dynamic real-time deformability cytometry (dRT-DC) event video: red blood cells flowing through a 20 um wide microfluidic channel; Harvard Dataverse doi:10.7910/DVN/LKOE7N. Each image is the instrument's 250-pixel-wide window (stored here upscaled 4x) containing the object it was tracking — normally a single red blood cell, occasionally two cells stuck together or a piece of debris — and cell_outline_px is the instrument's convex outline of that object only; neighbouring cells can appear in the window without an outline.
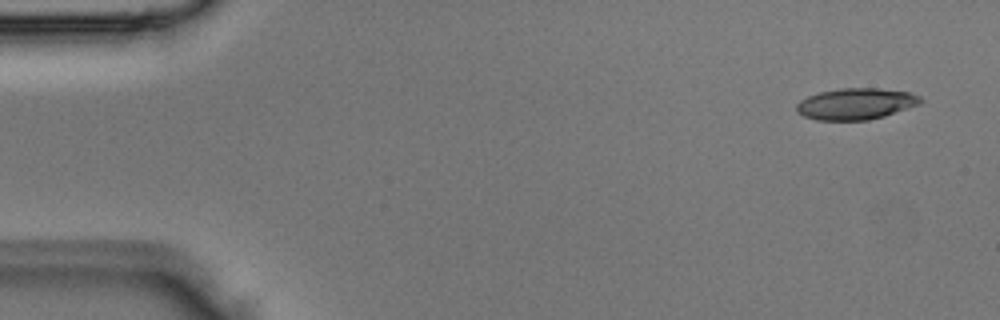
{"species": "Egyptian fruit bat (a non-hibernating species)", "species_latin": "Rousettus aegyptiacus", "temperature_condition": "room temperature", "stored_images_in_passage": 5, "camera_frame_rate_fps": 3000, "um_per_image_px": 0.085, "animal": {"sex": "male"}, "frame": {"image": 1, "passage_image": 1, "time_ms": 0.0, "image_size_px": [1000, 320], "cell_outline_px": [[924, 100], [920, 104], [884, 116], [868, 120], [816, 120], [804, 116], [796, 112], [796, 104], [800, 100], [808, 96], [820, 92], [840, 88], [880, 88], [908, 92], [920, 96]], "centroid_in_image_um": [72.74, 8.82], "position_along_channel_um": 12.3, "area_um2": 22.72}}
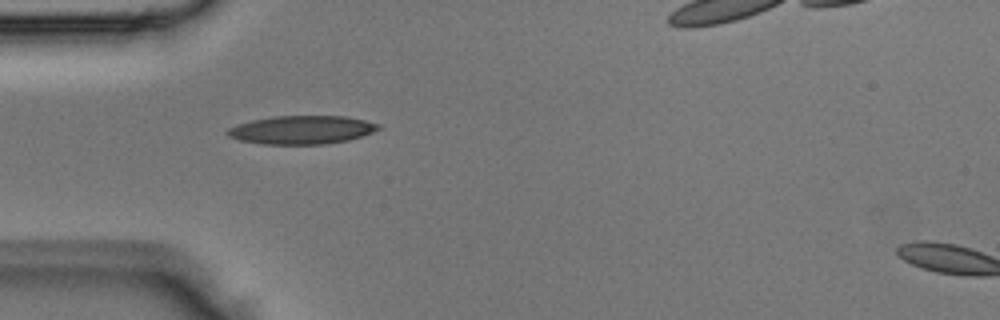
{"frame": {"image": 2, "passage_image": 4, "time_ms": 1.0, "image_size_px": [1000, 320], "cell_outline_px": [[380, 128], [372, 132], [348, 140], [324, 144], [260, 144], [240, 140], [228, 136], [224, 132], [228, 128], [236, 124], [252, 120], [272, 116], [348, 116], [380, 124]], "centroid_in_image_um": [25.6, 11.03], "position_along_channel_um": 59.4, "area_um2": 25.03}}